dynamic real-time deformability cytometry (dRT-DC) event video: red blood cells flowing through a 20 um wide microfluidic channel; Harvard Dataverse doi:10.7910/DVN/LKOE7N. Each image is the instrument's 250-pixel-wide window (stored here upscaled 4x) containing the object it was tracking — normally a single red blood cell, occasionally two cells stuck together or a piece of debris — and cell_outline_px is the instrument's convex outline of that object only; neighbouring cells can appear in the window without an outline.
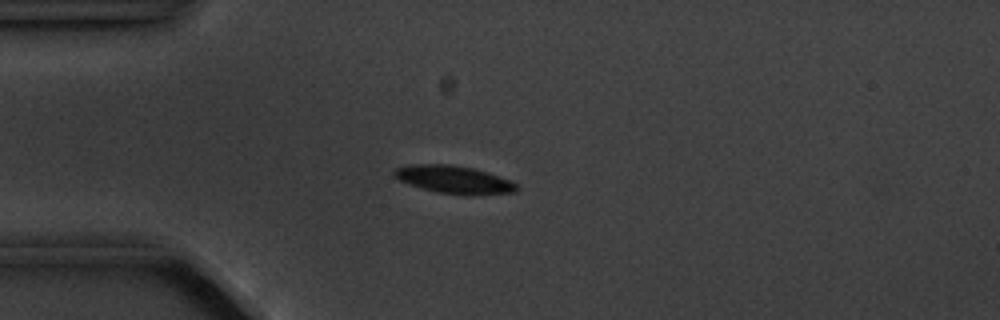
{"species": "common noctule bat (a hibernating species)", "species_latin": "Nyctalus noctula", "temperature_condition": "cold", "stored_images_in_passage": 8, "camera_frame_rate_fps": 3000, "um_per_image_px": 0.085, "animal": {"sex": "male", "body_mass_g": 20.1, "forearm_length_mm": 53.5}, "frame": {"image": 1, "passage_image": 4, "time_ms": 3.667, "image_size_px": [1000, 320], "cell_outline_px": [[520, 188], [516, 192], [468, 196], [436, 192], [408, 184], [392, 176], [392, 172], [396, 168], [412, 164], [448, 164], [472, 168], [488, 172], [512, 180]], "centroid_in_image_um": [38.62, 15.28], "position_along_channel_um": 46.4, "area_um2": 20.11}}